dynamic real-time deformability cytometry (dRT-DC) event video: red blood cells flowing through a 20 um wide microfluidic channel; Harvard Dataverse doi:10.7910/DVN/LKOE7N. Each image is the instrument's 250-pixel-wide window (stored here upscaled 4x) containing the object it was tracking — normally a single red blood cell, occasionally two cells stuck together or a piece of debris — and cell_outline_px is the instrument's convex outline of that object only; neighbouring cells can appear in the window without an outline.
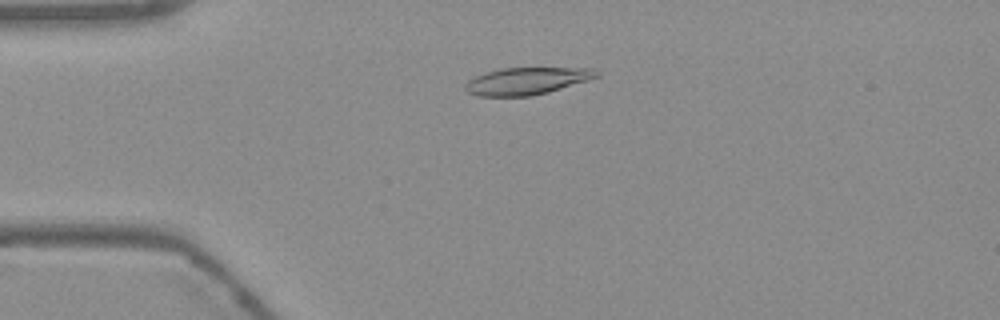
{"species": "Egyptian fruit bat (a non-hibernating species)", "species_latin": "Rousettus aegyptiacus", "temperature_condition": "warm", "stored_images_in_passage": 54, "camera_frame_rate_fps": 3000, "um_per_image_px": 0.085, "frame": {"image": 1, "passage_image": 13, "time_ms": 4.0, "image_size_px": [1000, 320], "cell_outline_px": [[600, 76], [588, 80], [548, 92], [532, 96], [476, 96], [468, 92], [464, 88], [464, 84], [468, 80], [476, 76], [500, 68], [596, 68], [600, 72]], "centroid_in_image_um": [44.79, 6.88], "position_along_channel_um": 40.2, "area_um2": 20.81}}
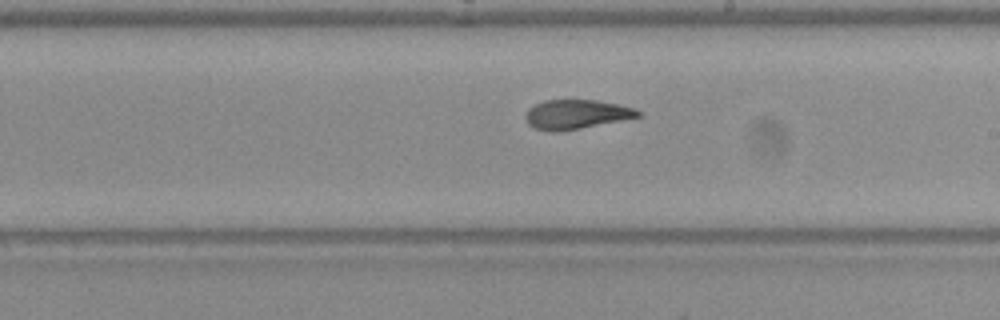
{"frame": {"image": 2, "passage_image": 31, "time_ms": 10.0, "image_size_px": [1000, 320], "cell_outline_px": [[644, 116], [580, 128], [556, 132], [552, 132], [532, 128], [528, 124], [524, 116], [528, 108], [544, 100], [596, 100], [620, 104], [636, 108], [644, 112]], "centroid_in_image_um": [49.02, 9.72], "position_along_channel_um": 240.0, "area_um2": 19.54}}
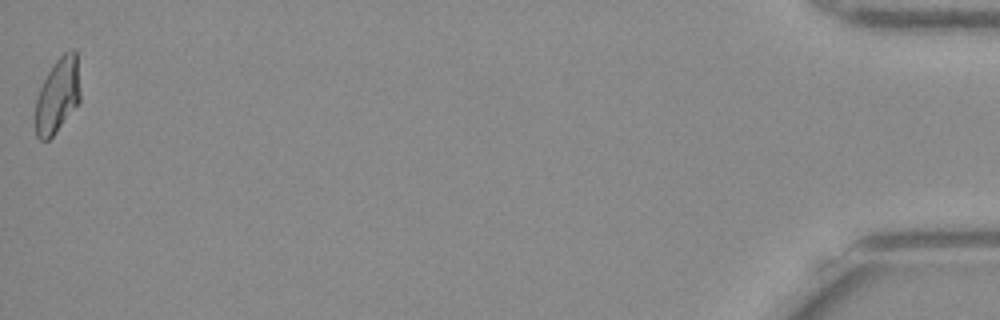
{"frame": {"image": 3, "passage_image": 54, "time_ms": 17.667, "image_size_px": [1000, 320], "cell_outline_px": [[80, 100], [56, 132], [48, 140], [40, 140], [36, 136], [36, 100], [40, 88], [52, 64], [64, 52], [72, 48], [76, 48], [80, 92]], "centroid_in_image_um": [4.91, 8.07], "position_along_channel_um": 430.3, "area_um2": 19.42}, "authors_computed_cell_mechanics": {"area_um2": 20.23, "velocity_mm_per_s": 3.7694, "shape_relaxation_time_tau1_ms": null, "shape_relaxation_time_tau2_ms": 1.9609, "deformation_change_tau1": null, "deformation_change_tau2": 0.086}}